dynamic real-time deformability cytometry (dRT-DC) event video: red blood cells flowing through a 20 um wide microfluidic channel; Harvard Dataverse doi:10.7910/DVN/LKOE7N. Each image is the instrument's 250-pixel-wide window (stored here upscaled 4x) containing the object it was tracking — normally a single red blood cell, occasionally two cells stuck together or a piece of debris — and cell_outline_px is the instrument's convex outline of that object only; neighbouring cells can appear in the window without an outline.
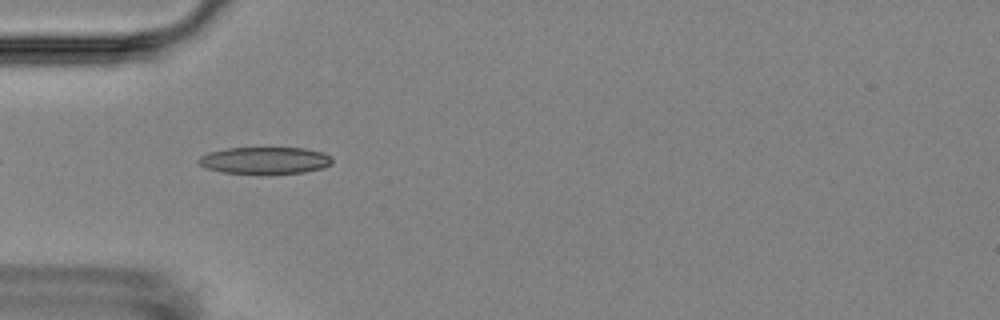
{"species": "Egyptian fruit bat (a non-hibernating species)", "species_latin": "Rousettus aegyptiacus", "temperature_condition": "room temperature", "stored_images_in_passage": 3, "camera_frame_rate_fps": 3000, "um_per_image_px": 0.085, "animal": {"sex": "female"}, "frame": {"image": 1, "passage_image": 2, "time_ms": 1.0, "image_size_px": [1000, 320], "cell_outline_px": [[332, 164], [320, 168], [304, 172], [220, 172], [204, 168], [196, 160], [200, 156], [208, 152], [228, 148], [304, 148], [320, 152], [328, 156], [332, 160]], "centroid_in_image_um": [22.44, 13.61], "position_along_channel_um": 62.6, "area_um2": 20.35}}
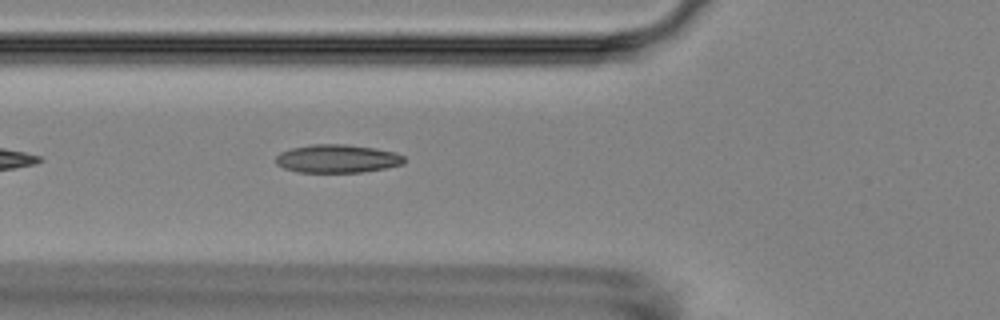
{"frame": {"image": 2, "passage_image": 3, "time_ms": 2.0, "image_size_px": [1000, 320], "cell_outline_px": [[404, 164], [384, 168], [360, 172], [296, 172], [284, 168], [276, 164], [276, 156], [280, 152], [292, 148], [312, 144], [348, 144], [376, 148], [396, 152], [404, 156]], "centroid_in_image_um": [28.67, 13.48], "position_along_channel_um": 97.1, "area_um2": 21.21}}